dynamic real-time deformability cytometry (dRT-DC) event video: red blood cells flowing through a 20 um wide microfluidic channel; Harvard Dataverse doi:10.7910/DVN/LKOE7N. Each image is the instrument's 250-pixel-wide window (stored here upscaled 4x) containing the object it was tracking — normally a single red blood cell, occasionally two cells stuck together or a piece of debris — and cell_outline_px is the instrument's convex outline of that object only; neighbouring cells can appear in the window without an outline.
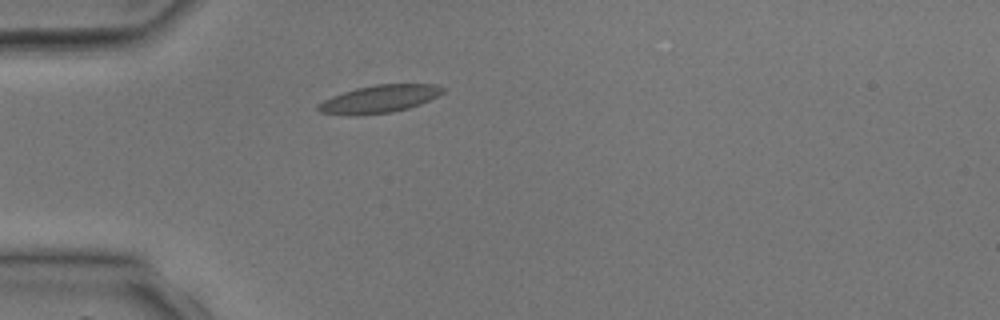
{"species": "common noctule bat (a hibernating species)", "species_latin": "Nyctalus noctula", "temperature_condition": "room temperature", "stored_images_in_passage": 3, "camera_frame_rate_fps": 3000, "um_per_image_px": 0.085, "animal": {"sex": "male", "body_mass_g": 17.9, "forearm_length_mm": 54.2}, "frame": {"image": 1, "passage_image": 3, "time_ms": 2.0, "image_size_px": [1000, 320], "cell_outline_px": [[448, 88], [444, 92], [420, 104], [408, 108], [392, 112], [356, 116], [320, 112], [316, 108], [316, 104], [332, 96], [356, 88], [376, 84], [436, 84]], "centroid_in_image_um": [32.25, 8.41], "position_along_channel_um": 52.8, "area_um2": 20.17}}